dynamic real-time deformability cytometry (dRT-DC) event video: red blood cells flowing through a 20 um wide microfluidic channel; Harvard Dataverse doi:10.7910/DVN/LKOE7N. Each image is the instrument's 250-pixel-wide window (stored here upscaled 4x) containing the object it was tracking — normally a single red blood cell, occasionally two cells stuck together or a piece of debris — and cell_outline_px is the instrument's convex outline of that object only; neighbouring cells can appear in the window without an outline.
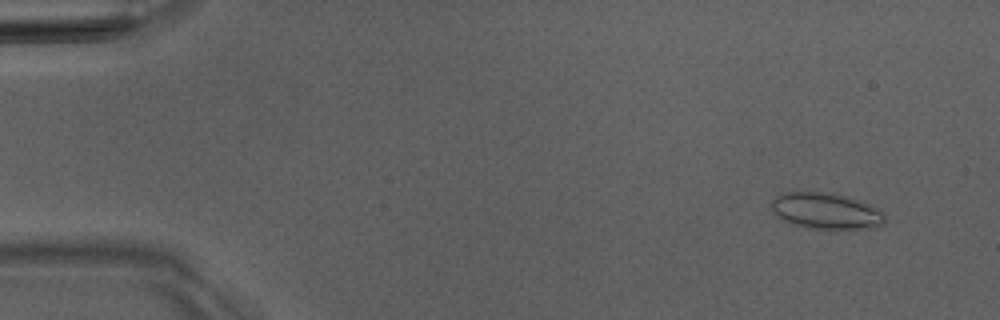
{"species": "Egyptian fruit bat (a non-hibernating species)", "species_latin": "Rousettus aegyptiacus", "temperature_condition": "room temperature", "stored_images_in_passage": 5, "camera_frame_rate_fps": 3000, "um_per_image_px": 0.085, "animal": {"sex": "male"}, "frame": {"image": 1, "passage_image": 1, "time_ms": 0.0, "image_size_px": [1000, 320], "cell_outline_px": [[884, 224], [876, 228], [848, 232], [836, 232], [808, 228], [792, 224], [780, 220], [776, 216], [772, 208], [772, 200], [780, 192], [832, 192], [860, 200], [872, 204], [880, 208], [884, 212]], "centroid_in_image_um": [70.29, 17.99], "position_along_channel_um": 14.7, "area_um2": 25.43}}